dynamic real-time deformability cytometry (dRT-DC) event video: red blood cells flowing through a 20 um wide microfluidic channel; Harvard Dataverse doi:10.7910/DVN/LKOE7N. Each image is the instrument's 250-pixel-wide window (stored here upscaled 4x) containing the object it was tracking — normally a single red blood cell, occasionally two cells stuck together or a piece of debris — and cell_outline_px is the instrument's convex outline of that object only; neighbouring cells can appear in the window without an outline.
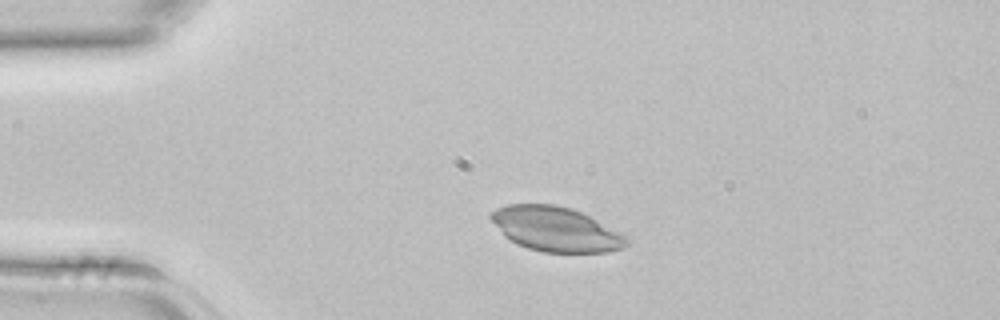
{"species": "common noctule bat (a hibernating species)", "species_latin": "Nyctalus noctula", "temperature_condition": "room temperature", "stored_images_in_passage": 2, "camera_frame_rate_fps": 3000, "um_per_image_px": 0.085, "animal": {"sex": "female", "body_mass_g": 22.7, "forearm_length_mm": 54.2}, "frame": {"image": 1, "passage_image": 1, "time_ms": 0.0, "image_size_px": [1000, 320], "cell_outline_px": [[628, 244], [624, 248], [608, 252], [544, 252], [528, 248], [516, 244], [504, 236], [488, 216], [496, 208], [508, 204], [556, 204], [572, 208], [628, 236]], "centroid_in_image_um": [47.23, 19.48], "position_along_channel_um": 37.8, "area_um2": 35.2}}